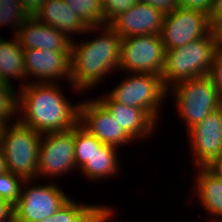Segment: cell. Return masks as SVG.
Masks as SVG:
<instances>
[{
    "label": "cell",
    "mask_w": 222,
    "mask_h": 222,
    "mask_svg": "<svg viewBox=\"0 0 222 222\" xmlns=\"http://www.w3.org/2000/svg\"><path fill=\"white\" fill-rule=\"evenodd\" d=\"M29 81L19 88L17 119L40 134L65 132L79 123V102L72 104L59 83ZM20 116V117H19Z\"/></svg>",
    "instance_id": "obj_1"
},
{
    "label": "cell",
    "mask_w": 222,
    "mask_h": 222,
    "mask_svg": "<svg viewBox=\"0 0 222 222\" xmlns=\"http://www.w3.org/2000/svg\"><path fill=\"white\" fill-rule=\"evenodd\" d=\"M98 30L103 31L95 39L72 42L69 85L75 92L93 89L108 73L119 71L122 37L109 24Z\"/></svg>",
    "instance_id": "obj_2"
},
{
    "label": "cell",
    "mask_w": 222,
    "mask_h": 222,
    "mask_svg": "<svg viewBox=\"0 0 222 222\" xmlns=\"http://www.w3.org/2000/svg\"><path fill=\"white\" fill-rule=\"evenodd\" d=\"M220 47L221 42L214 28L198 40L167 50L162 73L165 87L169 89L178 82L209 75L215 54Z\"/></svg>",
    "instance_id": "obj_3"
},
{
    "label": "cell",
    "mask_w": 222,
    "mask_h": 222,
    "mask_svg": "<svg viewBox=\"0 0 222 222\" xmlns=\"http://www.w3.org/2000/svg\"><path fill=\"white\" fill-rule=\"evenodd\" d=\"M9 124H4L0 139L7 171L25 180H37L42 134L18 120Z\"/></svg>",
    "instance_id": "obj_4"
},
{
    "label": "cell",
    "mask_w": 222,
    "mask_h": 222,
    "mask_svg": "<svg viewBox=\"0 0 222 222\" xmlns=\"http://www.w3.org/2000/svg\"><path fill=\"white\" fill-rule=\"evenodd\" d=\"M170 93L187 131L222 105V98L208 75L178 82L168 89Z\"/></svg>",
    "instance_id": "obj_5"
},
{
    "label": "cell",
    "mask_w": 222,
    "mask_h": 222,
    "mask_svg": "<svg viewBox=\"0 0 222 222\" xmlns=\"http://www.w3.org/2000/svg\"><path fill=\"white\" fill-rule=\"evenodd\" d=\"M108 96L115 102L146 110L156 121L159 119L161 105L168 96L162 76L153 73H126Z\"/></svg>",
    "instance_id": "obj_6"
},
{
    "label": "cell",
    "mask_w": 222,
    "mask_h": 222,
    "mask_svg": "<svg viewBox=\"0 0 222 222\" xmlns=\"http://www.w3.org/2000/svg\"><path fill=\"white\" fill-rule=\"evenodd\" d=\"M55 183L35 186L32 182L31 187V180H26L14 205V222H40L60 210L70 197Z\"/></svg>",
    "instance_id": "obj_7"
},
{
    "label": "cell",
    "mask_w": 222,
    "mask_h": 222,
    "mask_svg": "<svg viewBox=\"0 0 222 222\" xmlns=\"http://www.w3.org/2000/svg\"><path fill=\"white\" fill-rule=\"evenodd\" d=\"M165 57L160 35L128 36L122 38L119 70L162 76Z\"/></svg>",
    "instance_id": "obj_8"
},
{
    "label": "cell",
    "mask_w": 222,
    "mask_h": 222,
    "mask_svg": "<svg viewBox=\"0 0 222 222\" xmlns=\"http://www.w3.org/2000/svg\"><path fill=\"white\" fill-rule=\"evenodd\" d=\"M214 28L208 14L178 7L165 14L160 36L167 51L198 40Z\"/></svg>",
    "instance_id": "obj_9"
},
{
    "label": "cell",
    "mask_w": 222,
    "mask_h": 222,
    "mask_svg": "<svg viewBox=\"0 0 222 222\" xmlns=\"http://www.w3.org/2000/svg\"><path fill=\"white\" fill-rule=\"evenodd\" d=\"M74 127L65 132L42 135L37 166V178L66 175L75 170Z\"/></svg>",
    "instance_id": "obj_10"
},
{
    "label": "cell",
    "mask_w": 222,
    "mask_h": 222,
    "mask_svg": "<svg viewBox=\"0 0 222 222\" xmlns=\"http://www.w3.org/2000/svg\"><path fill=\"white\" fill-rule=\"evenodd\" d=\"M79 124L104 144L123 147L133 140L108 110L94 98L79 103Z\"/></svg>",
    "instance_id": "obj_11"
},
{
    "label": "cell",
    "mask_w": 222,
    "mask_h": 222,
    "mask_svg": "<svg viewBox=\"0 0 222 222\" xmlns=\"http://www.w3.org/2000/svg\"><path fill=\"white\" fill-rule=\"evenodd\" d=\"M195 168L206 167L222 153V106L187 131Z\"/></svg>",
    "instance_id": "obj_12"
},
{
    "label": "cell",
    "mask_w": 222,
    "mask_h": 222,
    "mask_svg": "<svg viewBox=\"0 0 222 222\" xmlns=\"http://www.w3.org/2000/svg\"><path fill=\"white\" fill-rule=\"evenodd\" d=\"M26 77L35 83H54L62 78L71 83V51L24 49Z\"/></svg>",
    "instance_id": "obj_13"
},
{
    "label": "cell",
    "mask_w": 222,
    "mask_h": 222,
    "mask_svg": "<svg viewBox=\"0 0 222 222\" xmlns=\"http://www.w3.org/2000/svg\"><path fill=\"white\" fill-rule=\"evenodd\" d=\"M165 13L147 3L138 1L121 13L109 25L122 37L160 35Z\"/></svg>",
    "instance_id": "obj_14"
},
{
    "label": "cell",
    "mask_w": 222,
    "mask_h": 222,
    "mask_svg": "<svg viewBox=\"0 0 222 222\" xmlns=\"http://www.w3.org/2000/svg\"><path fill=\"white\" fill-rule=\"evenodd\" d=\"M15 37L23 49L71 51L72 41L69 38L33 15L24 21Z\"/></svg>",
    "instance_id": "obj_15"
},
{
    "label": "cell",
    "mask_w": 222,
    "mask_h": 222,
    "mask_svg": "<svg viewBox=\"0 0 222 222\" xmlns=\"http://www.w3.org/2000/svg\"><path fill=\"white\" fill-rule=\"evenodd\" d=\"M97 100L108 110L133 141L147 138L158 125L156 124L158 121L146 110L119 104L113 101L106 93L102 97L98 96Z\"/></svg>",
    "instance_id": "obj_16"
},
{
    "label": "cell",
    "mask_w": 222,
    "mask_h": 222,
    "mask_svg": "<svg viewBox=\"0 0 222 222\" xmlns=\"http://www.w3.org/2000/svg\"><path fill=\"white\" fill-rule=\"evenodd\" d=\"M33 16L40 22L55 28L72 42L75 34H86L98 30V26L88 27L75 12H72L64 0H45Z\"/></svg>",
    "instance_id": "obj_17"
},
{
    "label": "cell",
    "mask_w": 222,
    "mask_h": 222,
    "mask_svg": "<svg viewBox=\"0 0 222 222\" xmlns=\"http://www.w3.org/2000/svg\"><path fill=\"white\" fill-rule=\"evenodd\" d=\"M196 171L199 173L197 172L193 189L198 194L200 204L213 217L212 220H222V180L206 167H197Z\"/></svg>",
    "instance_id": "obj_18"
},
{
    "label": "cell",
    "mask_w": 222,
    "mask_h": 222,
    "mask_svg": "<svg viewBox=\"0 0 222 222\" xmlns=\"http://www.w3.org/2000/svg\"><path fill=\"white\" fill-rule=\"evenodd\" d=\"M112 210L102 204L83 205L70 198L52 217L40 222H108L114 217Z\"/></svg>",
    "instance_id": "obj_19"
},
{
    "label": "cell",
    "mask_w": 222,
    "mask_h": 222,
    "mask_svg": "<svg viewBox=\"0 0 222 222\" xmlns=\"http://www.w3.org/2000/svg\"><path fill=\"white\" fill-rule=\"evenodd\" d=\"M6 40L2 36L0 37V82L12 85L10 79H20L24 81L21 85L23 87L29 81L25 80L29 78H26L24 49L16 37L11 41Z\"/></svg>",
    "instance_id": "obj_20"
},
{
    "label": "cell",
    "mask_w": 222,
    "mask_h": 222,
    "mask_svg": "<svg viewBox=\"0 0 222 222\" xmlns=\"http://www.w3.org/2000/svg\"><path fill=\"white\" fill-rule=\"evenodd\" d=\"M117 148L110 144H103L99 149H96L90 161L79 169L82 175L95 182L109 179L108 176L112 177L118 174L120 160Z\"/></svg>",
    "instance_id": "obj_21"
},
{
    "label": "cell",
    "mask_w": 222,
    "mask_h": 222,
    "mask_svg": "<svg viewBox=\"0 0 222 222\" xmlns=\"http://www.w3.org/2000/svg\"><path fill=\"white\" fill-rule=\"evenodd\" d=\"M104 143L91 135L79 123L74 127V156L77 168H82Z\"/></svg>",
    "instance_id": "obj_22"
},
{
    "label": "cell",
    "mask_w": 222,
    "mask_h": 222,
    "mask_svg": "<svg viewBox=\"0 0 222 222\" xmlns=\"http://www.w3.org/2000/svg\"><path fill=\"white\" fill-rule=\"evenodd\" d=\"M88 27L104 25L102 0H64Z\"/></svg>",
    "instance_id": "obj_23"
},
{
    "label": "cell",
    "mask_w": 222,
    "mask_h": 222,
    "mask_svg": "<svg viewBox=\"0 0 222 222\" xmlns=\"http://www.w3.org/2000/svg\"><path fill=\"white\" fill-rule=\"evenodd\" d=\"M30 16L21 0H0V27L11 24L14 36Z\"/></svg>",
    "instance_id": "obj_24"
},
{
    "label": "cell",
    "mask_w": 222,
    "mask_h": 222,
    "mask_svg": "<svg viewBox=\"0 0 222 222\" xmlns=\"http://www.w3.org/2000/svg\"><path fill=\"white\" fill-rule=\"evenodd\" d=\"M25 181L24 178L10 171L0 174V199L8 201L14 206L21 196Z\"/></svg>",
    "instance_id": "obj_25"
},
{
    "label": "cell",
    "mask_w": 222,
    "mask_h": 222,
    "mask_svg": "<svg viewBox=\"0 0 222 222\" xmlns=\"http://www.w3.org/2000/svg\"><path fill=\"white\" fill-rule=\"evenodd\" d=\"M13 87L0 82V121L4 124L9 123V120L18 113V92H15Z\"/></svg>",
    "instance_id": "obj_26"
},
{
    "label": "cell",
    "mask_w": 222,
    "mask_h": 222,
    "mask_svg": "<svg viewBox=\"0 0 222 222\" xmlns=\"http://www.w3.org/2000/svg\"><path fill=\"white\" fill-rule=\"evenodd\" d=\"M139 0H102L104 25L110 24L121 13L126 12Z\"/></svg>",
    "instance_id": "obj_27"
},
{
    "label": "cell",
    "mask_w": 222,
    "mask_h": 222,
    "mask_svg": "<svg viewBox=\"0 0 222 222\" xmlns=\"http://www.w3.org/2000/svg\"><path fill=\"white\" fill-rule=\"evenodd\" d=\"M208 76L212 79L214 86L222 98V47L215 54Z\"/></svg>",
    "instance_id": "obj_28"
},
{
    "label": "cell",
    "mask_w": 222,
    "mask_h": 222,
    "mask_svg": "<svg viewBox=\"0 0 222 222\" xmlns=\"http://www.w3.org/2000/svg\"><path fill=\"white\" fill-rule=\"evenodd\" d=\"M213 0H177L179 7L209 14Z\"/></svg>",
    "instance_id": "obj_29"
},
{
    "label": "cell",
    "mask_w": 222,
    "mask_h": 222,
    "mask_svg": "<svg viewBox=\"0 0 222 222\" xmlns=\"http://www.w3.org/2000/svg\"><path fill=\"white\" fill-rule=\"evenodd\" d=\"M140 2L147 3L157 9L162 10L165 14L172 12L174 9L178 8L177 0H139Z\"/></svg>",
    "instance_id": "obj_30"
},
{
    "label": "cell",
    "mask_w": 222,
    "mask_h": 222,
    "mask_svg": "<svg viewBox=\"0 0 222 222\" xmlns=\"http://www.w3.org/2000/svg\"><path fill=\"white\" fill-rule=\"evenodd\" d=\"M209 20L214 27L222 21V0H213L208 14Z\"/></svg>",
    "instance_id": "obj_31"
},
{
    "label": "cell",
    "mask_w": 222,
    "mask_h": 222,
    "mask_svg": "<svg viewBox=\"0 0 222 222\" xmlns=\"http://www.w3.org/2000/svg\"><path fill=\"white\" fill-rule=\"evenodd\" d=\"M0 222H14V206L0 199Z\"/></svg>",
    "instance_id": "obj_32"
},
{
    "label": "cell",
    "mask_w": 222,
    "mask_h": 222,
    "mask_svg": "<svg viewBox=\"0 0 222 222\" xmlns=\"http://www.w3.org/2000/svg\"><path fill=\"white\" fill-rule=\"evenodd\" d=\"M206 168L216 177L222 180V153L220 156L211 161Z\"/></svg>",
    "instance_id": "obj_33"
},
{
    "label": "cell",
    "mask_w": 222,
    "mask_h": 222,
    "mask_svg": "<svg viewBox=\"0 0 222 222\" xmlns=\"http://www.w3.org/2000/svg\"><path fill=\"white\" fill-rule=\"evenodd\" d=\"M45 0H21L23 6L27 11L34 15L36 11L41 7Z\"/></svg>",
    "instance_id": "obj_34"
},
{
    "label": "cell",
    "mask_w": 222,
    "mask_h": 222,
    "mask_svg": "<svg viewBox=\"0 0 222 222\" xmlns=\"http://www.w3.org/2000/svg\"><path fill=\"white\" fill-rule=\"evenodd\" d=\"M6 171H7L6 162L4 160L3 150L0 145V174L4 173Z\"/></svg>",
    "instance_id": "obj_35"
},
{
    "label": "cell",
    "mask_w": 222,
    "mask_h": 222,
    "mask_svg": "<svg viewBox=\"0 0 222 222\" xmlns=\"http://www.w3.org/2000/svg\"><path fill=\"white\" fill-rule=\"evenodd\" d=\"M215 28L218 36H222V21Z\"/></svg>",
    "instance_id": "obj_36"
},
{
    "label": "cell",
    "mask_w": 222,
    "mask_h": 222,
    "mask_svg": "<svg viewBox=\"0 0 222 222\" xmlns=\"http://www.w3.org/2000/svg\"><path fill=\"white\" fill-rule=\"evenodd\" d=\"M3 126H4V123H2V122L0 121V139H1V132H2Z\"/></svg>",
    "instance_id": "obj_37"
},
{
    "label": "cell",
    "mask_w": 222,
    "mask_h": 222,
    "mask_svg": "<svg viewBox=\"0 0 222 222\" xmlns=\"http://www.w3.org/2000/svg\"><path fill=\"white\" fill-rule=\"evenodd\" d=\"M211 222V221H210ZM212 222H222V220H212Z\"/></svg>",
    "instance_id": "obj_38"
},
{
    "label": "cell",
    "mask_w": 222,
    "mask_h": 222,
    "mask_svg": "<svg viewBox=\"0 0 222 222\" xmlns=\"http://www.w3.org/2000/svg\"><path fill=\"white\" fill-rule=\"evenodd\" d=\"M221 42V47H222V36H218Z\"/></svg>",
    "instance_id": "obj_39"
}]
</instances>
